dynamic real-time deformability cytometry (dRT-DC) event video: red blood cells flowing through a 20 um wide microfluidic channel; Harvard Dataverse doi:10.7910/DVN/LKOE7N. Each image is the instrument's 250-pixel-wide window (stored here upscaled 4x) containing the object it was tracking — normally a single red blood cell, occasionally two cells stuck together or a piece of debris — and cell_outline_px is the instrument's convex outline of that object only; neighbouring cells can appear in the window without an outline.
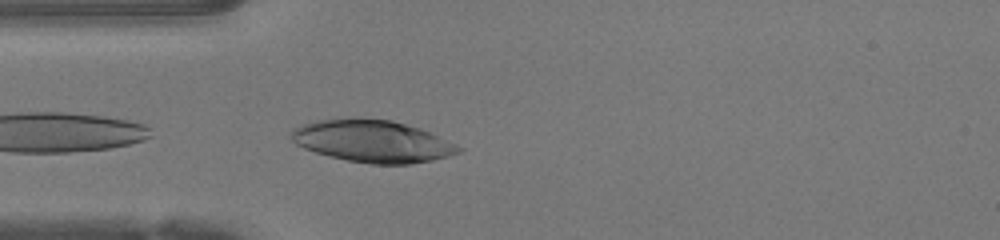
{"species": "human", "species_latin": "Homo sapiens", "temperature_condition": "warm", "stored_images_in_passage": 8, "camera_frame_rate_fps": 3000, "um_per_image_px": 0.085, "donor": {"sex": "female"}, "frame": {"image": 1, "passage_image": 1, "time_ms": 0.0, "image_size_px": [1000, 240], "cell_outline_px": [[464, 148], [460, 152], [448, 156], [432, 160], [408, 164], [372, 164], [348, 160], [316, 152], [304, 148], [296, 144], [288, 136], [288, 132], [292, 128], [300, 124], [316, 120], [352, 116], [392, 120], [420, 128], [456, 144]], "centroid_in_image_um": [31.6, 11.97], "position_along_channel_um": 53.4, "area_um2": 41.56}}
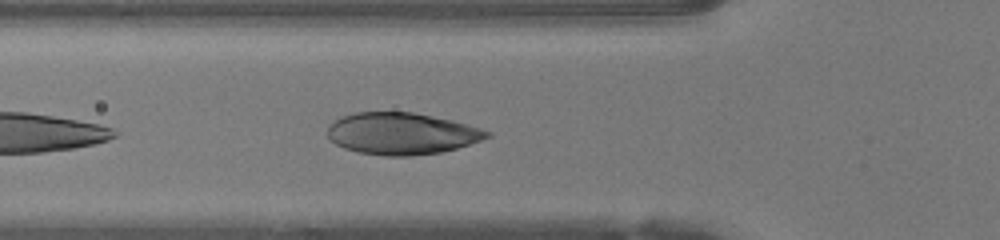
{"frame": {"image": 2, "passage_image": 4, "time_ms": 1.0, "image_size_px": [1000, 240], "cell_outline_px": [[492, 136], [456, 148], [440, 152], [412, 156], [384, 156], [360, 152], [344, 148], [336, 144], [328, 136], [328, 124], [340, 116], [356, 112], [412, 112], [452, 120], [480, 128], [492, 132]], "centroid_in_image_um": [34.12, 11.35], "position_along_channel_um": 91.7, "area_um2": 38.78}}